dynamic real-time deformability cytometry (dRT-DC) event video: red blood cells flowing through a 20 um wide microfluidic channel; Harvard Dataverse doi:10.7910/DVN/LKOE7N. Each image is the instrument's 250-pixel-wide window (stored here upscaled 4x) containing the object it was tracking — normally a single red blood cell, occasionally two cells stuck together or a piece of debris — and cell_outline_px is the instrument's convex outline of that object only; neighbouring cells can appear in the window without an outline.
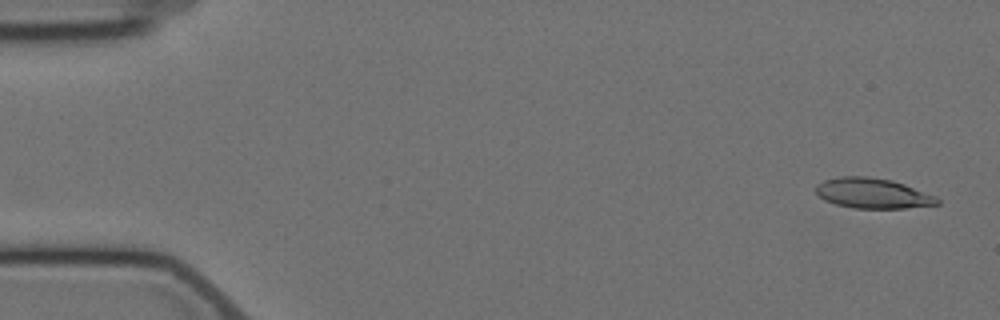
{"species": "Egyptian fruit bat (a non-hibernating species)", "species_latin": "Rousettus aegyptiacus", "temperature_condition": "cold", "stored_images_in_passage": 5, "camera_frame_rate_fps": 3000, "um_per_image_px": 0.085, "animal": {"sex": "female"}, "frame": {"image": 1, "passage_image": 1, "time_ms": 0.0, "image_size_px": [1000, 320], "cell_outline_px": [[940, 204], [904, 208], [856, 208], [836, 204], [824, 200], [816, 192], [816, 184], [824, 180], [840, 176], [868, 176], [892, 180], [904, 184], [936, 196], [940, 200]], "centroid_in_image_um": [74.18, 16.42], "position_along_channel_um": 10.8, "area_um2": 21.33}}
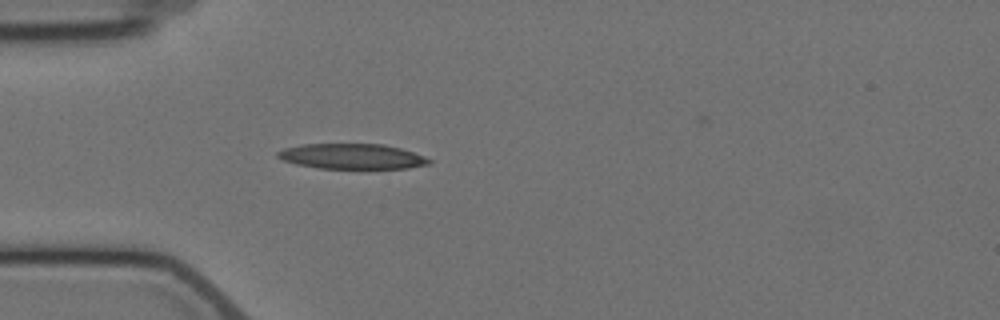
{"frame": {"image": 2, "passage_image": 5, "time_ms": 4.667, "image_size_px": [1000, 320], "cell_outline_px": [[432, 164], [408, 168], [316, 168], [296, 164], [284, 160], [276, 156], [276, 152], [284, 148], [304, 144], [384, 144], [400, 148], [424, 156], [432, 160]], "centroid_in_image_um": [29.93, 13.29], "position_along_channel_um": 55.1, "area_um2": 22.25}}